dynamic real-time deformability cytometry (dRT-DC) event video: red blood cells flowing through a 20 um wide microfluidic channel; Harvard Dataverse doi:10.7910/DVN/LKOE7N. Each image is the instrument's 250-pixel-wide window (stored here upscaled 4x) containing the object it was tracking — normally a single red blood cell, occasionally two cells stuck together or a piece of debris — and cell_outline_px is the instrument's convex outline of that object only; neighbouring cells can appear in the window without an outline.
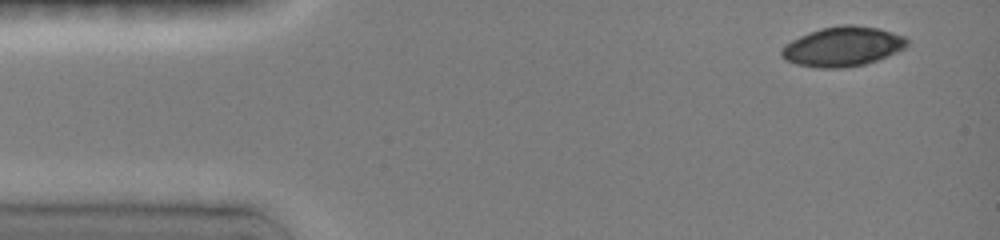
{"species": "common noctule bat (a hibernating species)", "species_latin": "Nyctalus noctula", "temperature_condition": "room temperature", "stored_images_in_passage": 6, "camera_frame_rate_fps": 3000, "um_per_image_px": 0.085, "animal": {"sex": "female", "body_mass_g": 19.0, "forearm_length_mm": 51.5}, "frame": {"image": 1, "passage_image": 1, "time_ms": 0.0, "image_size_px": [1000, 240], "cell_outline_px": [[908, 44], [904, 48], [888, 56], [864, 64], [844, 68], [816, 68], [796, 64], [784, 60], [780, 56], [780, 52], [792, 40], [800, 36], [824, 28], [844, 24], [848, 24], [876, 28], [892, 32], [904, 36], [908, 40]], "centroid_in_image_um": [71.63, 3.97], "position_along_channel_um": 13.4, "area_um2": 28.67}}